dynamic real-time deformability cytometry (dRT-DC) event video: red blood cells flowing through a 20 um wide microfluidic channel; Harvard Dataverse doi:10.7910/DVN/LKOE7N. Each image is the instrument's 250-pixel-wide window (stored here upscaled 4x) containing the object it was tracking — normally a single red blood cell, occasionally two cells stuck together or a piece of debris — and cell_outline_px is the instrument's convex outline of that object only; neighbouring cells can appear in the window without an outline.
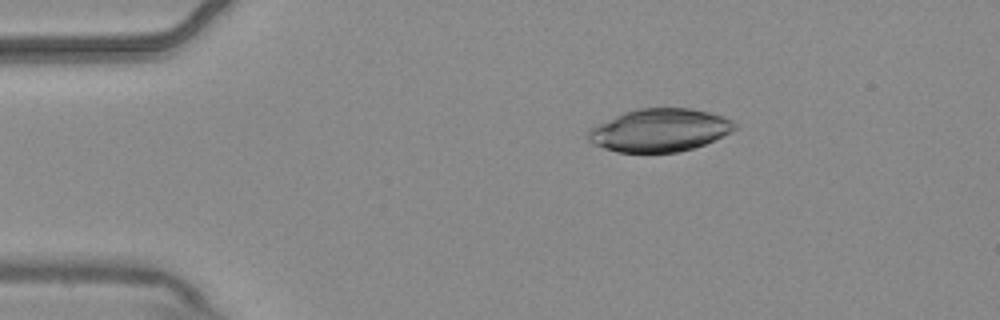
{"species": "common noctule bat (a hibernating species)", "species_latin": "Nyctalus noctula", "temperature_condition": "warm", "stored_images_in_passage": 5, "camera_frame_rate_fps": 3000, "um_per_image_px": 0.085, "animal": {"sex": "male", "body_mass_g": 20.4}, "frame": {"image": 1, "passage_image": 3, "time_ms": 0.667, "image_size_px": [1000, 320], "cell_outline_px": [[736, 128], [732, 132], [704, 144], [680, 152], [616, 152], [604, 148], [588, 140], [588, 128], [596, 124], [624, 112], [640, 108], [692, 108], [708, 112], [732, 120], [736, 124]], "centroid_in_image_um": [56.05, 11.06], "position_along_channel_um": 28.9, "area_um2": 36.47}}